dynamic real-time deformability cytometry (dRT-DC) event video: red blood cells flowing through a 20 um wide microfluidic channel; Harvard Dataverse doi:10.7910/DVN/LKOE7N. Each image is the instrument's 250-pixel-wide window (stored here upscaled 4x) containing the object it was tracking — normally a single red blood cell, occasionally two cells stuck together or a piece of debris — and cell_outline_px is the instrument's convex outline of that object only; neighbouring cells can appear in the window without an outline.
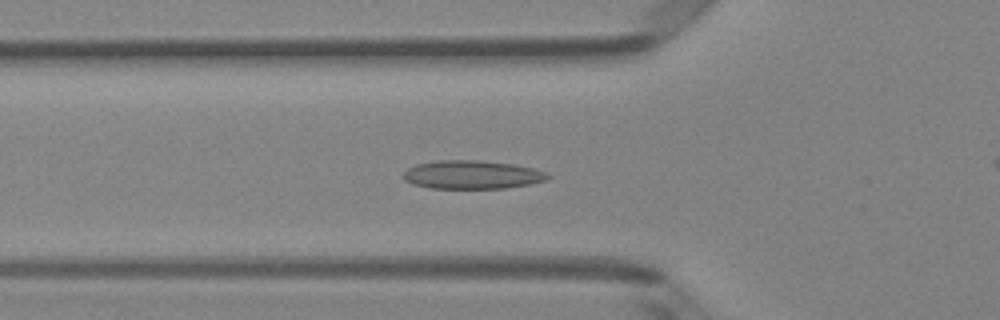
{"species": "Egyptian fruit bat (a non-hibernating species)", "species_latin": "Rousettus aegyptiacus", "temperature_condition": "room temperature", "stored_images_in_passage": 47, "camera_frame_rate_fps": 3000, "um_per_image_px": 0.085, "animal": {"sex": "female"}, "frame": {"image": 1, "passage_image": 14, "time_ms": 4.333, "image_size_px": [1000, 320], "cell_outline_px": [[552, 176], [544, 180], [528, 184], [504, 188], [428, 188], [412, 184], [404, 180], [404, 172], [408, 168], [416, 164], [436, 160], [476, 160], [512, 164], [532, 168], [548, 172]], "centroid_in_image_um": [40.1, 14.84], "position_along_channel_um": 85.7, "area_um2": 23.87}}
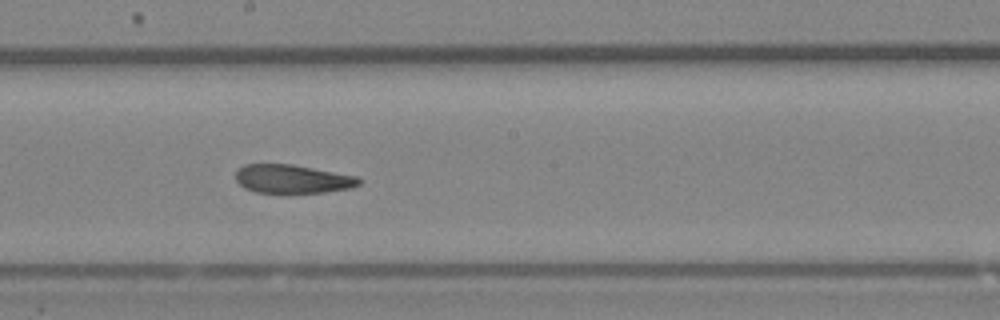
{"frame": {"image": 2, "passage_image": 24, "time_ms": 7.667, "image_size_px": [1000, 320], "cell_outline_px": [[364, 180], [360, 184], [352, 188], [324, 192], [256, 192], [244, 188], [236, 180], [236, 172], [244, 164], [292, 164], [356, 176]], "centroid_in_image_um": [24.88, 15.2], "position_along_channel_um": 223.3, "area_um2": 20.4}}
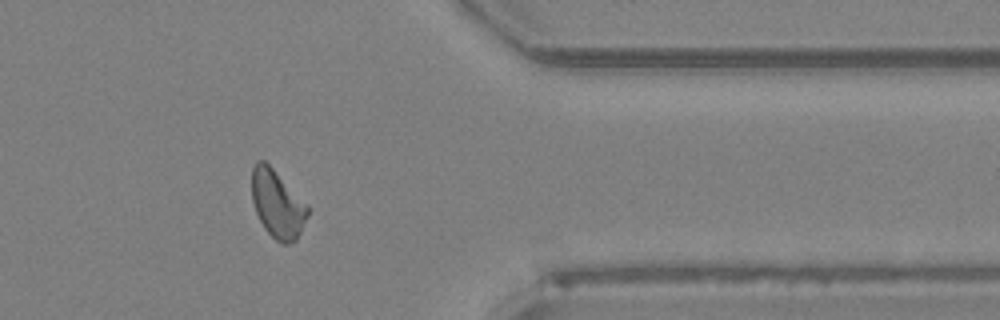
{"frame": {"image": 3, "passage_image": 37, "time_ms": 12.0, "image_size_px": [1000, 320], "cell_outline_px": [[308, 216], [296, 240], [288, 244], [280, 244], [264, 228], [256, 212], [252, 200], [252, 168], [256, 160], [264, 160], [308, 204]], "centroid_in_image_um": [23.58, 17.35], "position_along_channel_um": 387.8, "area_um2": 21.96}}